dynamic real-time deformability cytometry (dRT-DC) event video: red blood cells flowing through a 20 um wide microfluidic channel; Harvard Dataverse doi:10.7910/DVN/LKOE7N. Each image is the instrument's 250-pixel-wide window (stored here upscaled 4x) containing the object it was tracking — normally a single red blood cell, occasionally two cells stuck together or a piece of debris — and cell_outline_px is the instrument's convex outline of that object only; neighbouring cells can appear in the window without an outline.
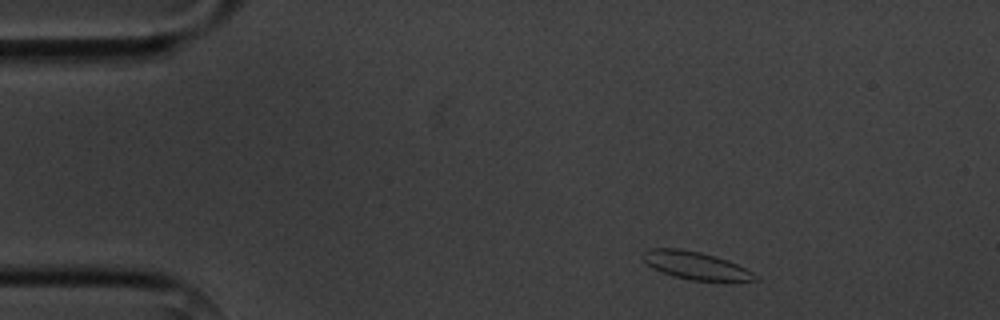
{"species": "common noctule bat (a hibernating species)", "species_latin": "Nyctalus noctula", "temperature_condition": "cold", "stored_images_in_passage": 6, "camera_frame_rate_fps": 3000, "um_per_image_px": 0.085, "animal": {"sex": "male", "body_mass_g": 20.1, "forearm_length_mm": 53.5}, "frame": {"image": 1, "passage_image": 1, "time_ms": 0.0, "image_size_px": [1000, 320], "cell_outline_px": [[760, 280], [692, 280], [676, 276], [664, 272], [648, 264], [640, 256], [648, 248], [680, 248], [700, 252], [716, 256], [728, 260], [752, 272]], "centroid_in_image_um": [59.1, 22.53], "position_along_channel_um": 25.9, "area_um2": 17.63}}
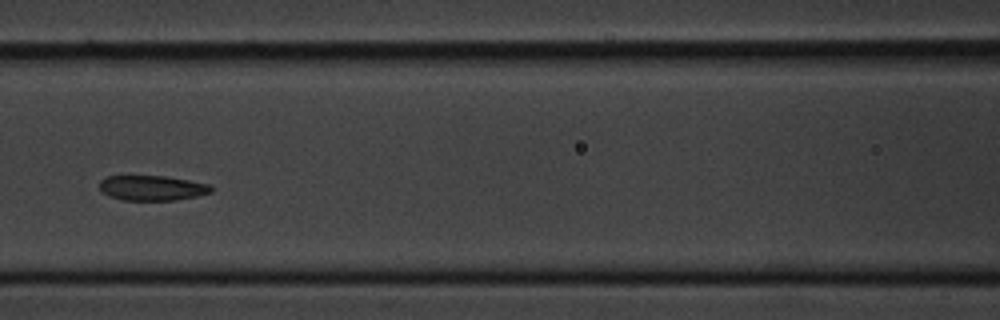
{"frame": {"image": 2, "passage_image": 5, "time_ms": 5.333, "image_size_px": [1000, 320], "cell_outline_px": [[212, 192], [196, 196], [176, 200], [124, 200], [108, 196], [100, 192], [100, 180], [108, 176], [164, 176], [188, 180], [208, 184], [212, 188]], "centroid_in_image_um": [12.89, 15.98], "position_along_channel_um": 153.7, "area_um2": 16.24}}
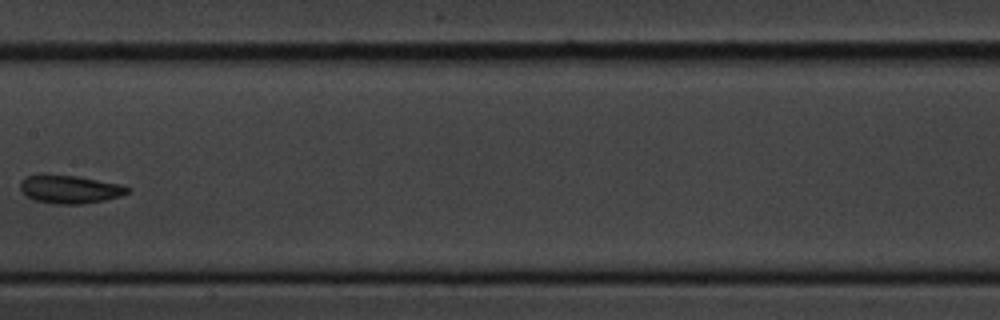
{"frame": {"image": 3, "passage_image": 6, "time_ms": 6.667, "image_size_px": [1000, 320], "cell_outline_px": [[132, 188], [128, 192], [120, 196], [104, 200], [84, 204], [56, 204], [36, 200], [28, 196], [20, 188], [20, 180], [24, 176], [76, 176], [120, 184]], "centroid_in_image_um": [5.97, 16.1], "position_along_channel_um": 201.4, "area_um2": 17.17}}